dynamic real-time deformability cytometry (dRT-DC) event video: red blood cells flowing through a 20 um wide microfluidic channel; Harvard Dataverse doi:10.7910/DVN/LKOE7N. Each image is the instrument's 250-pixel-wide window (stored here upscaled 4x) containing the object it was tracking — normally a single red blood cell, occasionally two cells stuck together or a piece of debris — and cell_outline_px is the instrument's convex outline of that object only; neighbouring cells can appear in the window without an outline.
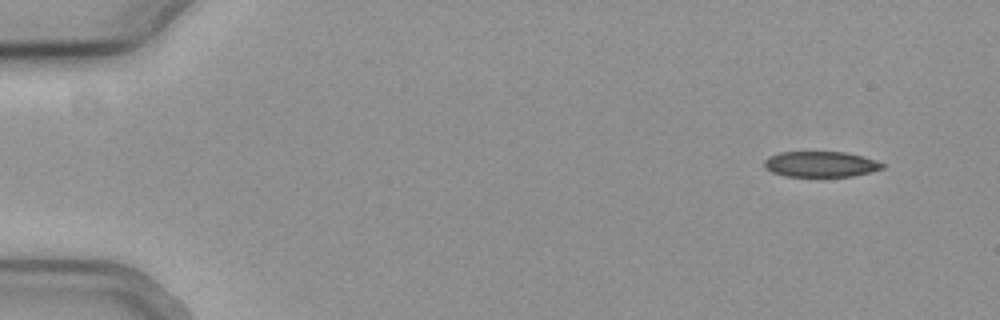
{"species": "common noctule bat (a hibernating species)", "species_latin": "Nyctalus noctula", "temperature_condition": "cold", "stored_images_in_passage": 52, "camera_frame_rate_fps": 3000, "um_per_image_px": 0.085, "animal": {"sex": "female", "body_mass_g": 19.3, "forearm_length_mm": 54.1}, "frame": {"image": 1, "passage_image": 1, "time_ms": 0.0, "image_size_px": [1000, 320], "cell_outline_px": [[884, 168], [872, 172], [852, 176], [784, 176], [772, 172], [764, 168], [764, 160], [768, 156], [780, 152], [844, 152], [864, 156], [876, 160], [884, 164]], "centroid_in_image_um": [69.75, 13.95], "position_along_channel_um": 15.2, "area_um2": 17.74}}
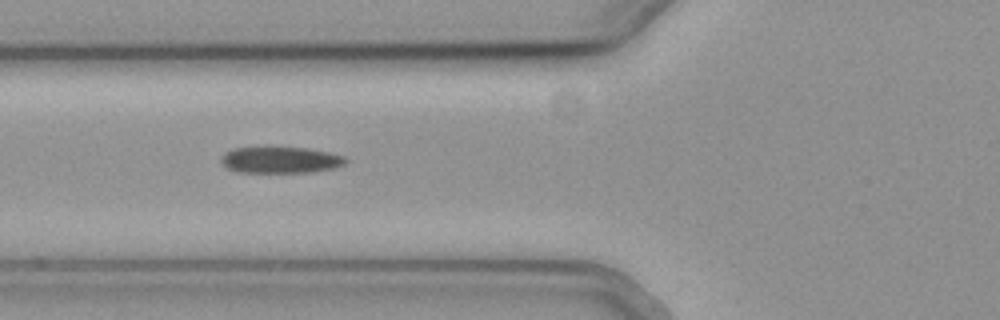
{"frame": {"image": 2, "passage_image": 18, "time_ms": 5.667, "image_size_px": [1000, 320], "cell_outline_px": [[348, 160], [344, 164], [332, 168], [312, 172], [236, 172], [228, 168], [220, 160], [228, 152], [236, 148], [308, 148], [328, 152], [344, 156]], "centroid_in_image_um": [23.89, 13.61], "position_along_channel_um": 101.9, "area_um2": 18.67}}
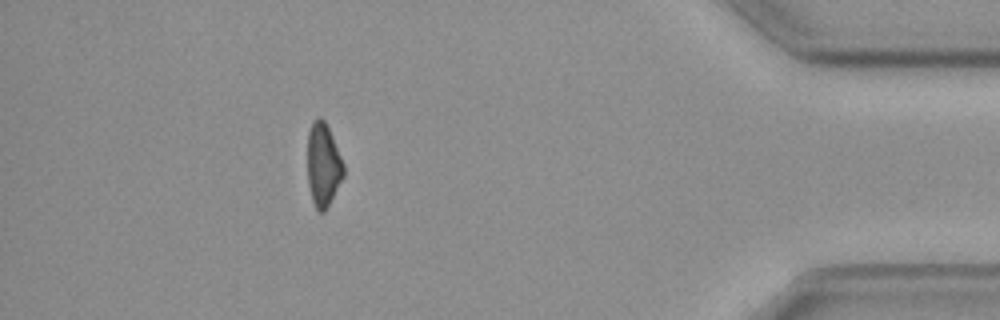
{"frame": {"image": 3, "passage_image": 46, "time_ms": 15.0, "image_size_px": [1000, 320], "cell_outline_px": [[344, 176], [324, 212], [320, 212], [316, 208], [312, 200], [308, 184], [308, 132], [312, 120], [316, 116], [320, 116], [324, 120], [332, 136], [344, 164]], "centroid_in_image_um": [27.46, 13.97], "position_along_channel_um": 407.7, "area_um2": 17.46}}